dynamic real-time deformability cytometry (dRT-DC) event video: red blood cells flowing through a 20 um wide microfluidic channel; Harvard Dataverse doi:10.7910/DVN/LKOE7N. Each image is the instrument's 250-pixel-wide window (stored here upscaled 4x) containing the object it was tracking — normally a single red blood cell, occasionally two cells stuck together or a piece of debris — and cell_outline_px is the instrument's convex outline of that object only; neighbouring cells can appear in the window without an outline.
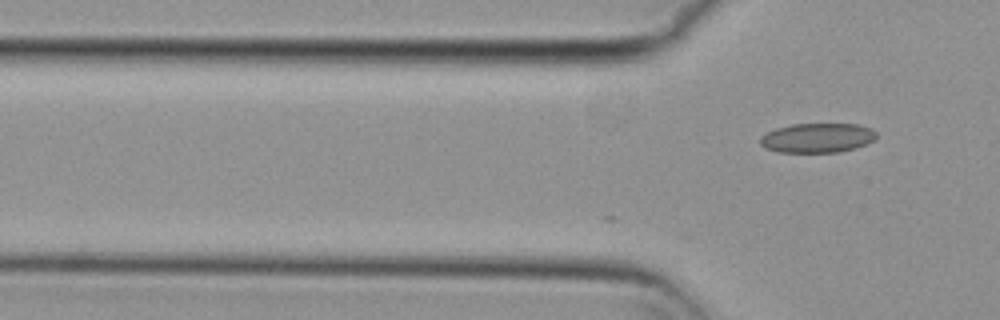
{"species": "common noctule bat (a hibernating species)", "species_latin": "Nyctalus noctula", "temperature_condition": "cold", "stored_images_in_passage": 2, "camera_frame_rate_fps": 3000, "um_per_image_px": 0.085, "animal": {"sex": "female", "body_mass_g": 29.2, "forearm_length_mm": 56.3}, "frame": {"image": 1, "passage_image": 2, "time_ms": 0.333, "image_size_px": [1000, 320], "cell_outline_px": [[876, 136], [872, 140], [856, 148], [840, 152], [776, 152], [764, 148], [760, 144], [760, 136], [776, 128], [792, 124], [860, 124], [872, 128], [876, 132]], "centroid_in_image_um": [69.45, 11.72], "position_along_channel_um": 56.3, "area_um2": 20.06}}